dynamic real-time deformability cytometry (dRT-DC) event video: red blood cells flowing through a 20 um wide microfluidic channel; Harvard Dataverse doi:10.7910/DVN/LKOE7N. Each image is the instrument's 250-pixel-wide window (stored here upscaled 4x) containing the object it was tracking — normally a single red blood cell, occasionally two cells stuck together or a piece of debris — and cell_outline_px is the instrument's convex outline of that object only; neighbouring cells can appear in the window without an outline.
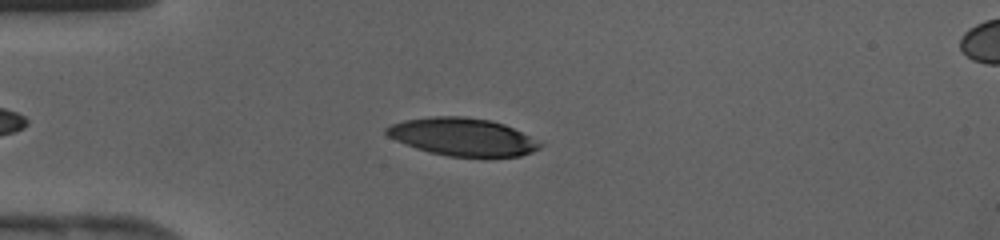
{"species": "human", "species_latin": "Homo sapiens", "temperature_condition": "cold", "stored_images_in_passage": 34, "camera_frame_rate_fps": 3000, "um_per_image_px": 0.085, "donor": {"sex": "female"}, "frame": {"image": 1, "passage_image": 6, "time_ms": 1.667, "image_size_px": [1000, 240], "cell_outline_px": [[544, 144], [540, 148], [532, 152], [520, 156], [448, 156], [428, 152], [416, 148], [396, 140], [388, 136], [384, 132], [384, 128], [392, 124], [404, 120], [432, 116], [464, 116], [492, 120], [504, 124], [544, 140]], "centroid_in_image_um": [39.39, 11.62], "position_along_channel_um": 45.6, "area_um2": 34.16}}
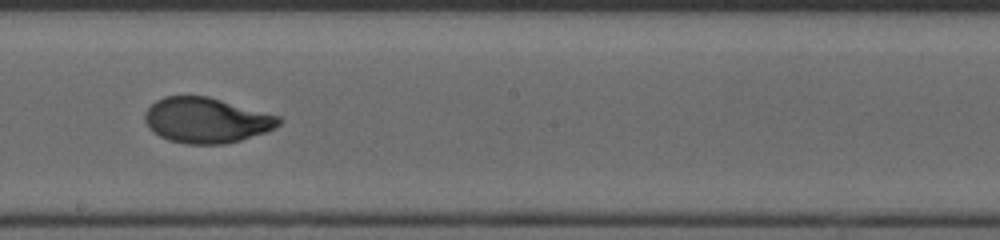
{"frame": {"image": 2, "passage_image": 19, "time_ms": 6.0, "image_size_px": [1000, 240], "cell_outline_px": [[284, 120], [276, 128], [268, 132], [240, 140], [224, 144], [188, 144], [168, 140], [160, 136], [148, 128], [144, 120], [144, 112], [156, 100], [164, 96], [208, 96], [280, 116]], "centroid_in_image_um": [17.56, 10.22], "position_along_channel_um": 230.6, "area_um2": 35.66}}
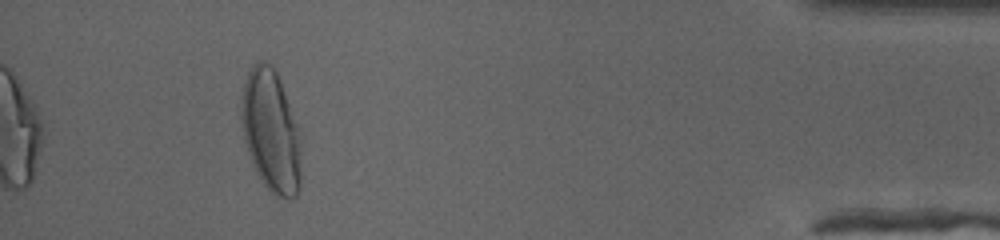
{"frame": {"image": 3, "passage_image": 34, "time_ms": 11.0, "image_size_px": [1000, 240], "cell_outline_px": [[300, 188], [296, 196], [288, 200], [284, 200], [276, 196], [260, 180], [252, 164], [244, 140], [240, 108], [244, 84], [248, 72], [252, 64], [260, 60], [268, 64], [276, 72], [280, 80], [300, 128]], "centroid_in_image_um": [23.04, 11.17], "position_along_channel_um": 412.2, "area_um2": 42.95}}